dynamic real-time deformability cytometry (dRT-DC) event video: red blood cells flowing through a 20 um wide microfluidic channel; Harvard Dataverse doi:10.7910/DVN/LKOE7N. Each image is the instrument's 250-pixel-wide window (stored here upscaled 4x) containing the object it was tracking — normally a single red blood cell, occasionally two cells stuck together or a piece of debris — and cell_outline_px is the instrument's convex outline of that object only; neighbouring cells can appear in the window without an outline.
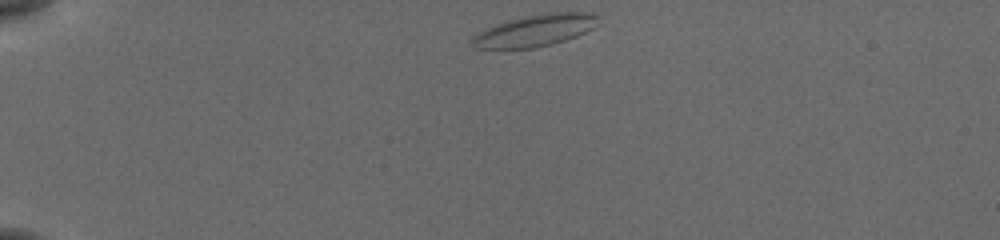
{"species": "common noctule bat (a hibernating species)", "species_latin": "Nyctalus noctula", "temperature_condition": "cold", "stored_images_in_passage": 43, "camera_frame_rate_fps": 3000, "um_per_image_px": 0.085, "animal": {"sex": "female", "body_mass_g": 19.5, "forearm_length_mm": 54.1}, "frame": {"image": 1, "passage_image": 1, "time_ms": 0.0, "image_size_px": [1000, 240], "cell_outline_px": [[600, 24], [576, 36], [552, 44], [532, 48], [476, 48], [472, 44], [472, 36], [496, 24], [508, 20], [548, 12], [592, 12], [600, 16]], "centroid_in_image_um": [45.56, 2.57], "position_along_channel_um": 39.4, "area_um2": 23.18}}
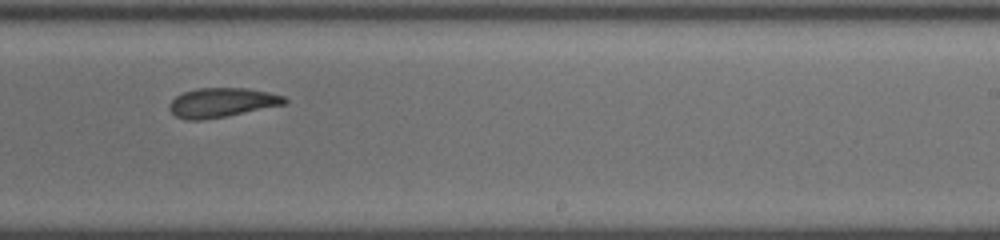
{"frame": {"image": 2, "passage_image": 24, "time_ms": 7.667, "image_size_px": [1000, 240], "cell_outline_px": [[288, 100], [284, 104], [224, 116], [200, 120], [188, 120], [176, 116], [168, 108], [168, 104], [176, 96], [184, 92], [196, 88], [248, 88], [268, 92], [284, 96]], "centroid_in_image_um": [18.82, 8.7], "position_along_channel_um": 270.2, "area_um2": 19.42}}
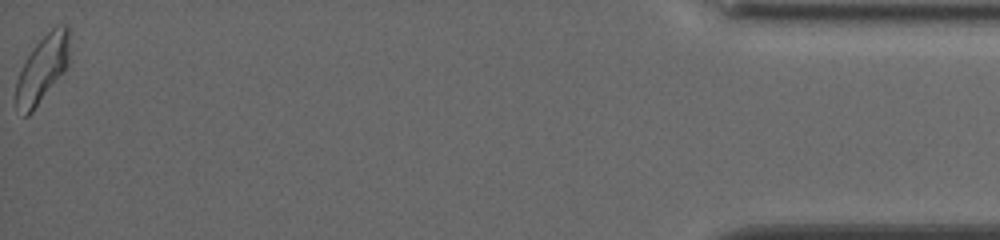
{"frame": {"image": 3, "passage_image": 43, "time_ms": 14.0, "image_size_px": [1000, 240], "cell_outline_px": [[68, 64], [32, 112], [28, 116], [24, 116], [16, 104], [16, 80], [32, 48], [56, 24], [64, 24], [68, 28]], "centroid_in_image_um": [3.59, 5.83], "position_along_channel_um": 431.6, "area_um2": 20.11}, "authors_computed_cell_mechanics": {"area_um2": 20.3456, "velocity_mm_per_s": 3.8004, "shape_relaxation_time_tau1_ms": null, "shape_relaxation_time_tau2_ms": 2.8219, "deformation_change_tau1": null, "deformation_change_tau2": 0.0908}}